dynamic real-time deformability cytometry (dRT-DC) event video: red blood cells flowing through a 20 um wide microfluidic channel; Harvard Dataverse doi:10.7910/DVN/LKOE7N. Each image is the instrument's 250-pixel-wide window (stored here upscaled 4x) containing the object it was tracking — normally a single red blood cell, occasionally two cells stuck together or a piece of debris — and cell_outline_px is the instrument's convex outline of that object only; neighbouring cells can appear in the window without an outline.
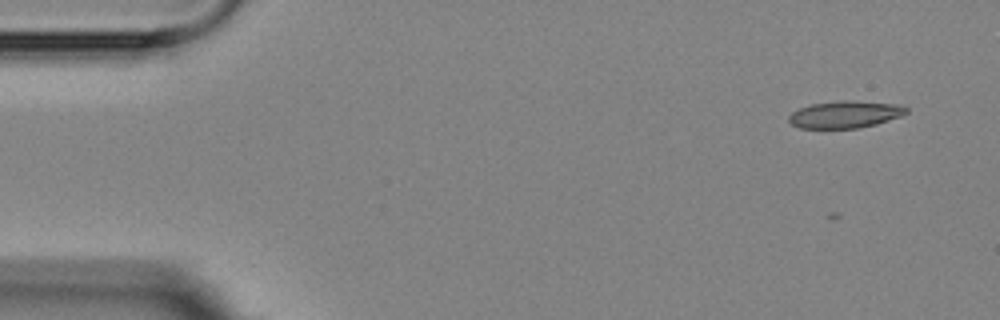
{"species": "Egyptian fruit bat (a non-hibernating species)", "species_latin": "Rousettus aegyptiacus", "temperature_condition": "room temperature", "stored_images_in_passage": 9, "camera_frame_rate_fps": 3000, "um_per_image_px": 0.085, "animal": {"sex": "female"}, "frame": {"image": 1, "passage_image": 1, "time_ms": 0.0, "image_size_px": [1000, 320], "cell_outline_px": [[908, 112], [900, 116], [876, 124], [856, 128], [800, 128], [792, 124], [788, 120], [788, 116], [792, 112], [800, 108], [812, 104], [840, 100], [856, 100], [900, 104], [908, 108]], "centroid_in_image_um": [71.85, 9.71], "position_along_channel_um": 13.1, "area_um2": 18.61}}
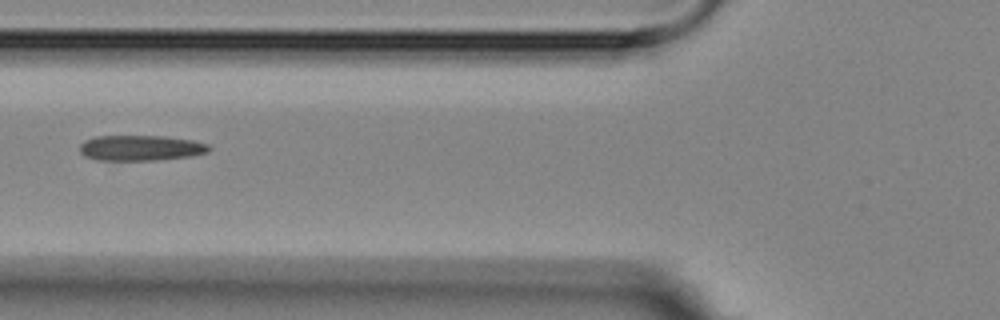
{"frame": {"image": 2, "passage_image": 6, "time_ms": 5.667, "image_size_px": [1000, 320], "cell_outline_px": [[212, 148], [208, 152], [192, 156], [156, 160], [96, 160], [84, 156], [80, 152], [80, 144], [84, 140], [96, 136], [164, 136], [192, 140], [208, 144]], "centroid_in_image_um": [11.95, 12.57], "position_along_channel_um": 113.8, "area_um2": 19.31}}
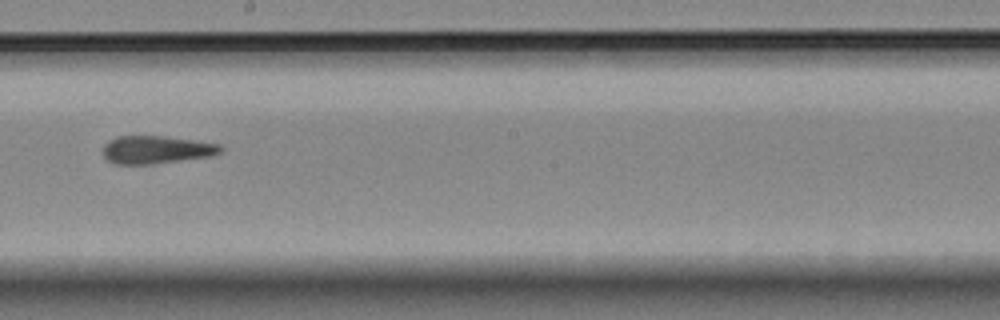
{"frame": {"image": 3, "passage_image": 9, "time_ms": 9.0, "image_size_px": [1000, 320], "cell_outline_px": [[224, 148], [220, 152], [208, 156], [152, 164], [116, 164], [108, 160], [104, 156], [104, 144], [108, 140], [116, 136], [164, 136], [220, 144]], "centroid_in_image_um": [13.25, 12.71], "position_along_channel_um": 234.9, "area_um2": 18.9}}